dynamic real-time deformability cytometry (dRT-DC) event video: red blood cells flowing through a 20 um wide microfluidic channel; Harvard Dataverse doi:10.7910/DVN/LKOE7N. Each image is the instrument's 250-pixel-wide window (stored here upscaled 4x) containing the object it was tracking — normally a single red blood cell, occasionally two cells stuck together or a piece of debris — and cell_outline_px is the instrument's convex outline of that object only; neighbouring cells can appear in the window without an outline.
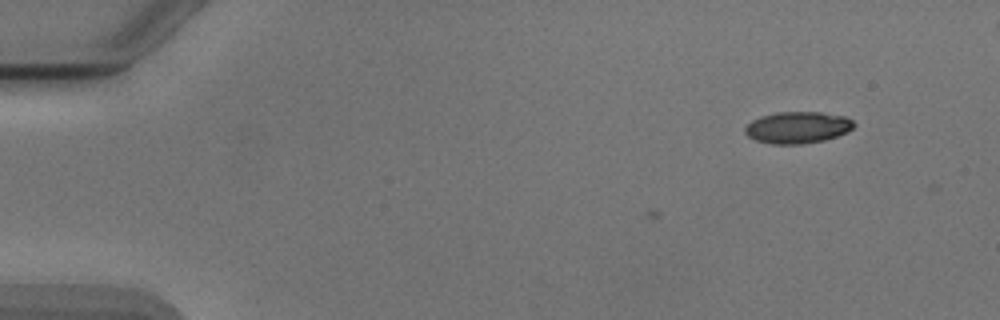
{"species": "Egyptian fruit bat (a non-hibernating species)", "species_latin": "Rousettus aegyptiacus", "temperature_condition": "cold", "stored_images_in_passage": 5, "camera_frame_rate_fps": 3000, "um_per_image_px": 0.085, "animal": {"sex": "male"}, "frame": {"image": 1, "passage_image": 5, "time_ms": 1.333, "image_size_px": [1000, 320], "cell_outline_px": [[856, 124], [848, 132], [824, 140], [800, 144], [772, 144], [756, 140], [748, 136], [744, 132], [744, 128], [752, 120], [760, 116], [776, 112], [820, 112], [844, 116], [852, 120]], "centroid_in_image_um": [67.79, 10.83], "position_along_channel_um": 17.2, "area_um2": 20.11}}